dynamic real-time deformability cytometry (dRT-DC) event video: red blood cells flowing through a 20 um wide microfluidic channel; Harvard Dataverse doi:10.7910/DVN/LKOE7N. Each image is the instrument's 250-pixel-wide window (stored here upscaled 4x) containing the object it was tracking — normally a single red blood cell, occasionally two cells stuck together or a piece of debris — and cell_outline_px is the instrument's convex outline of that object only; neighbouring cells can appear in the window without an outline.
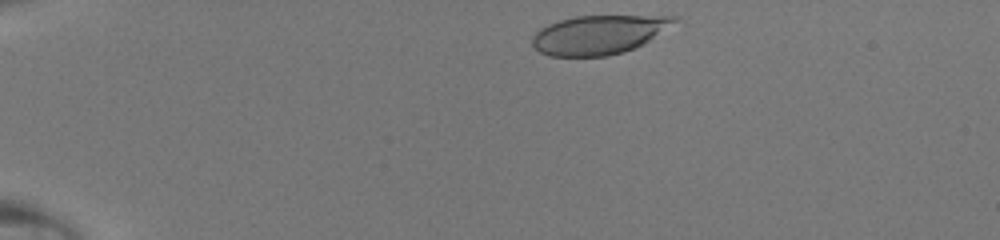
{"species": "human", "species_latin": "Homo sapiens", "temperature_condition": "room temperature", "stored_images_in_passage": 39, "camera_frame_rate_fps": 3000, "um_per_image_px": 0.085, "donor": {"sex": "male"}, "frame": {"image": 1, "passage_image": 2, "time_ms": 0.333, "image_size_px": [1000, 240], "cell_outline_px": [[680, 20], [644, 44], [624, 52], [608, 56], [548, 56], [540, 52], [532, 44], [532, 36], [540, 28], [548, 24], [560, 20], [576, 16], [676, 16]], "centroid_in_image_um": [50.9, 2.95], "position_along_channel_um": 34.1, "area_um2": 32.25}}
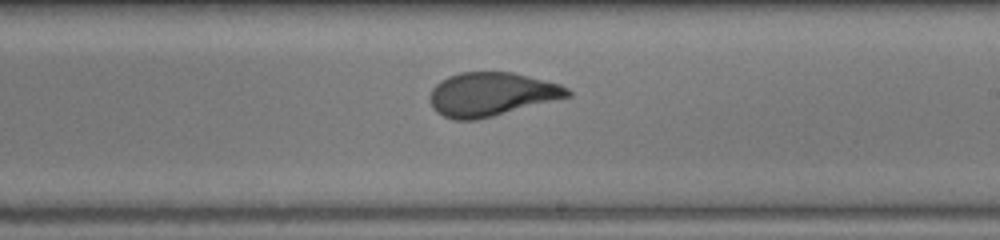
{"frame": {"image": 2, "passage_image": 22, "time_ms": 7.0, "image_size_px": [1000, 240], "cell_outline_px": [[572, 96], [476, 120], [452, 120], [436, 112], [432, 108], [428, 100], [428, 96], [432, 88], [440, 80], [448, 76], [460, 72], [512, 72], [560, 84], [568, 88], [572, 92]], "centroid_in_image_um": [41.72, 8.01], "position_along_channel_um": 247.3, "area_um2": 35.2}}
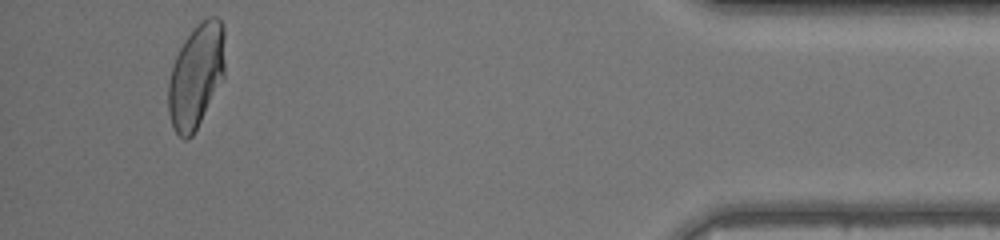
{"frame": {"image": 3, "passage_image": 37, "time_ms": 12.0, "image_size_px": [1000, 240], "cell_outline_px": [[224, 80], [192, 136], [184, 140], [172, 128], [168, 112], [168, 80], [176, 56], [180, 48], [196, 24], [200, 20], [208, 16], [216, 16], [224, 24]], "centroid_in_image_um": [16.68, 6.44], "position_along_channel_um": 418.5, "area_um2": 34.68}}